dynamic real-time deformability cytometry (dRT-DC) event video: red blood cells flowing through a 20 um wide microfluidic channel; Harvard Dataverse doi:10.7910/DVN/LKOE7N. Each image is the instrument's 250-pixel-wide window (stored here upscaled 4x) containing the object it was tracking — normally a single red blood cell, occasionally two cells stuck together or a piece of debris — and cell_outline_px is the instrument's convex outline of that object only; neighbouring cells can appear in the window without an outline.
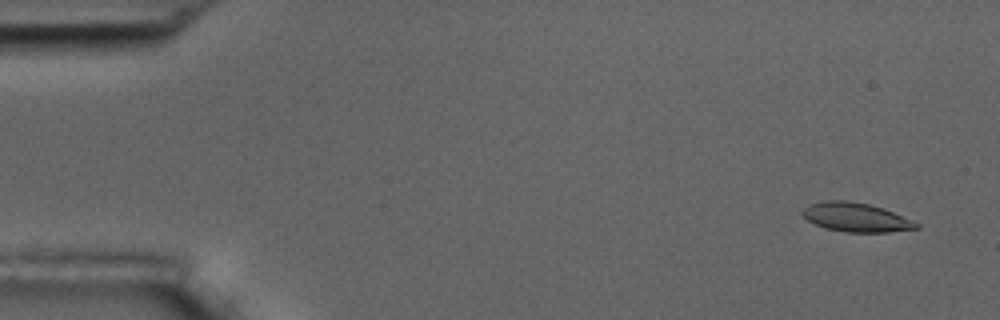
{"species": "common noctule bat (a hibernating species)", "species_latin": "Nyctalus noctula", "temperature_condition": "room temperature", "stored_images_in_passage": 4, "camera_frame_rate_fps": 3000, "um_per_image_px": 0.085, "animal": {"sex": "male", "body_mass_g": 17.5, "forearm_length_mm": 52.3}, "frame": {"image": 1, "passage_image": 1, "time_ms": 0.0, "image_size_px": [1000, 320], "cell_outline_px": [[920, 228], [888, 232], [844, 232], [824, 228], [808, 220], [800, 212], [808, 204], [828, 200], [848, 200], [868, 204], [884, 208], [920, 224]], "centroid_in_image_um": [72.75, 18.47], "position_along_channel_um": 12.3, "area_um2": 19.25}}